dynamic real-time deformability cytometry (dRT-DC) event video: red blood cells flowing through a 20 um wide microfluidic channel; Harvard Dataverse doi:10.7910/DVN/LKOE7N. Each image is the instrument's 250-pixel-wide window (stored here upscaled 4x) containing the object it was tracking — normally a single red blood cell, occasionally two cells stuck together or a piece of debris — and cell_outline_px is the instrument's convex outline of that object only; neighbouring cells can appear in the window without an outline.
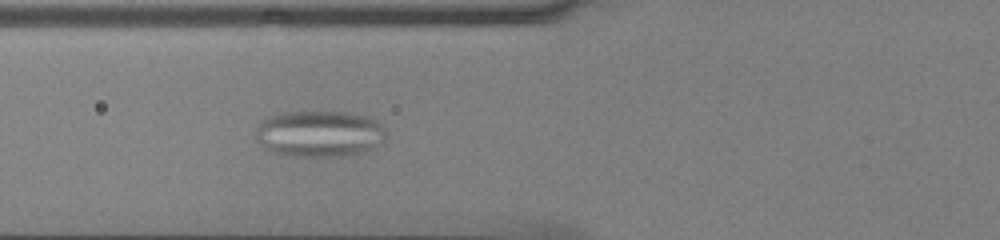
{"species": "common noctule bat (a hibernating species)", "species_latin": "Nyctalus noctula", "temperature_condition": "cold", "stored_images_in_passage": 46, "camera_frame_rate_fps": 3000, "um_per_image_px": 0.085, "animal": {"sex": "male", "body_mass_g": 13.0, "forearm_length_mm": 53.1}, "frame": {"image": 1, "passage_image": 15, "time_ms": 4.667, "image_size_px": [1000, 240], "cell_outline_px": [[388, 132], [384, 144], [364, 152], [340, 156], [292, 156], [272, 152], [264, 148], [256, 136], [256, 128], [260, 120], [284, 112], [344, 112], [368, 116], [376, 120]], "centroid_in_image_um": [27.2, 11.37], "position_along_channel_um": 98.6, "area_um2": 35.55}}
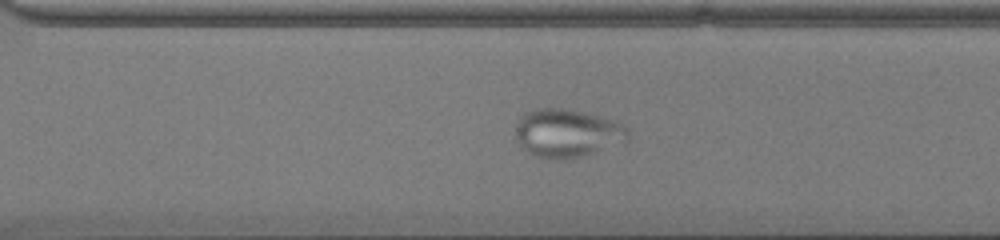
{"frame": {"image": 2, "passage_image": 32, "time_ms": 10.333, "image_size_px": [1000, 240], "cell_outline_px": [[628, 140], [624, 144], [596, 152], [564, 160], [548, 160], [536, 156], [528, 152], [516, 140], [516, 124], [520, 116], [524, 112], [536, 108], [564, 108], [620, 120], [628, 128]], "centroid_in_image_um": [48.25, 11.32], "position_along_channel_um": 322.3, "area_um2": 32.43}}
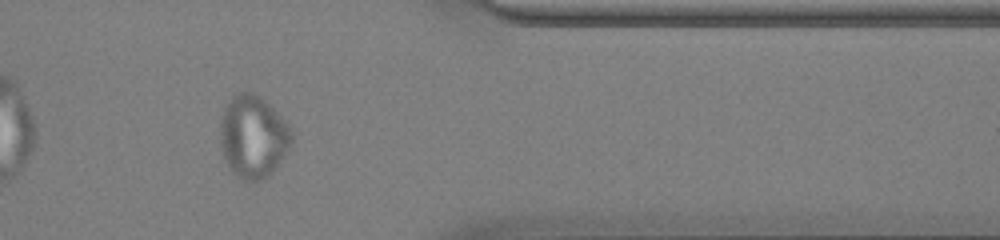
{"frame": {"image": 3, "passage_image": 38, "time_ms": 12.333, "image_size_px": [1000, 240], "cell_outline_px": [[292, 144], [268, 176], [260, 180], [244, 180], [232, 172], [220, 148], [220, 120], [224, 108], [232, 96], [236, 92], [252, 92], [260, 96], [292, 128]], "centroid_in_image_um": [21.49, 11.59], "position_along_channel_um": 389.9, "area_um2": 34.1}}